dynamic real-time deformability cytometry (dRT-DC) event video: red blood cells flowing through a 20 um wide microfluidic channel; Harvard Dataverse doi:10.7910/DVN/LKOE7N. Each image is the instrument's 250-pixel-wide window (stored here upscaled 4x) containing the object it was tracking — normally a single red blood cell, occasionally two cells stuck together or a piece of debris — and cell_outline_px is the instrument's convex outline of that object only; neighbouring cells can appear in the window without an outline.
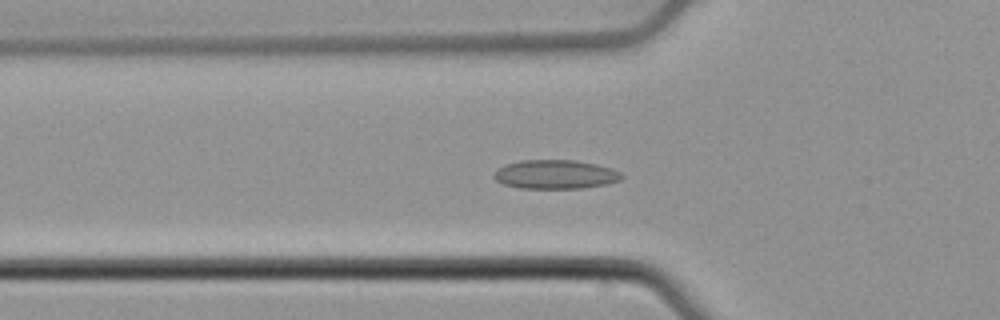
{"species": "common noctule bat (a hibernating species)", "species_latin": "Nyctalus noctula", "temperature_condition": "cold", "stored_images_in_passage": 43, "camera_frame_rate_fps": 3000, "um_per_image_px": 0.085, "animal": {"sex": "male", "body_mass_g": 21.5, "forearm_length_mm": 52.0}, "frame": {"image": 1, "passage_image": 19, "time_ms": 6.0, "image_size_px": [1000, 320], "cell_outline_px": [[624, 176], [620, 180], [604, 184], [580, 188], [520, 188], [504, 184], [496, 180], [492, 176], [504, 164], [520, 160], [576, 160], [596, 164], [612, 168], [620, 172]], "centroid_in_image_um": [47.21, 14.81], "position_along_channel_um": 78.6, "area_um2": 21.44}}
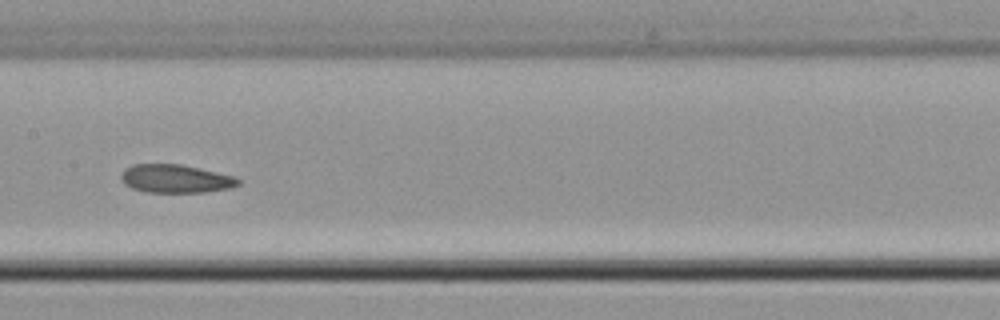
{"frame": {"image": 2, "passage_image": 28, "time_ms": 9.0, "image_size_px": [1000, 320], "cell_outline_px": [[240, 184], [232, 188], [204, 192], [144, 192], [132, 188], [124, 184], [120, 176], [124, 168], [132, 164], [180, 164], [216, 172], [232, 176], [240, 180]], "centroid_in_image_um": [14.89, 15.19], "position_along_channel_um": 192.5, "area_um2": 19.31}}
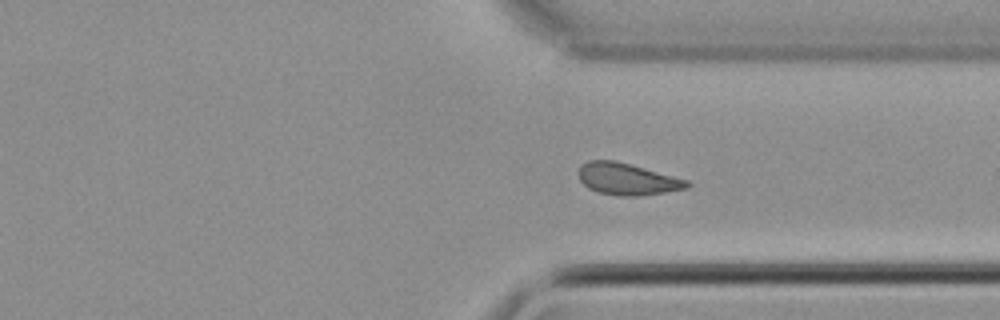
{"frame": {"image": 3, "passage_image": 41, "time_ms": 13.333, "image_size_px": [1000, 320], "cell_outline_px": [[692, 184], [688, 188], [664, 192], [636, 196], [616, 196], [600, 192], [588, 188], [580, 180], [580, 164], [588, 160], [616, 160], [688, 180]], "centroid_in_image_um": [53.32, 15.21], "position_along_channel_um": 358.1, "area_um2": 20.0}}